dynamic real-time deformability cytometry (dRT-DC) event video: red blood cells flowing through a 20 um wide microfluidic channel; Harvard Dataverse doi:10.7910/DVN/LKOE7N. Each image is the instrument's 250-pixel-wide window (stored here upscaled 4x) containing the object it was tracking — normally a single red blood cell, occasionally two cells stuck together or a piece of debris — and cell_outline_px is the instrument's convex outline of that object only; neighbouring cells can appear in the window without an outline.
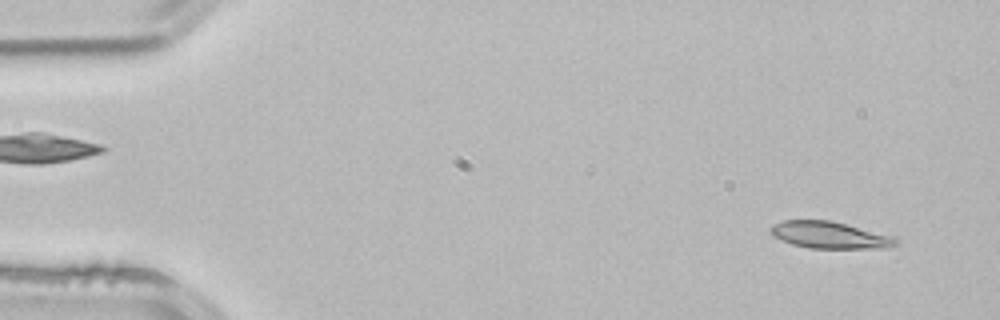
{"species": "common noctule bat (a hibernating species)", "species_latin": "Nyctalus noctula", "temperature_condition": "room temperature", "stored_images_in_passage": 13, "camera_frame_rate_fps": 3000, "um_per_image_px": 0.085, "animal": {"sex": "male", "body_mass_g": 21.5, "forearm_length_mm": 52.0}, "frame": {"image": 1, "passage_image": 3, "time_ms": 0.667, "image_size_px": [1000, 320], "cell_outline_px": [[900, 244], [888, 248], [808, 248], [792, 244], [772, 236], [768, 232], [768, 228], [772, 224], [784, 220], [832, 220], [896, 236]], "centroid_in_image_um": [70.55, 19.97], "position_along_channel_um": 14.5, "area_um2": 20.11}}